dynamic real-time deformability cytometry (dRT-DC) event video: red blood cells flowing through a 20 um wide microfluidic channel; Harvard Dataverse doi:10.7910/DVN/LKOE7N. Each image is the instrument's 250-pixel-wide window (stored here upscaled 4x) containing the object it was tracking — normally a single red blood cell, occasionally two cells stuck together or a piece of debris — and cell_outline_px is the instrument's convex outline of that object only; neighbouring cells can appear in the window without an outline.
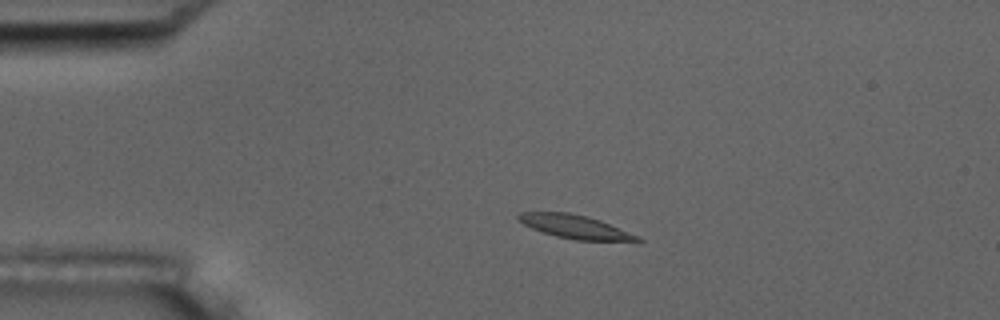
{"species": "common noctule bat (a hibernating species)", "species_latin": "Nyctalus noctula", "temperature_condition": "room temperature", "stored_images_in_passage": 4, "camera_frame_rate_fps": 3000, "um_per_image_px": 0.085, "animal": {"sex": "male", "body_mass_g": 17.5, "forearm_length_mm": 52.3}, "frame": {"image": 1, "passage_image": 3, "time_ms": 2.333, "image_size_px": [1000, 320], "cell_outline_px": [[644, 240], [576, 240], [556, 236], [532, 228], [516, 220], [516, 216], [520, 212], [568, 212], [588, 216], [600, 220], [640, 236]], "centroid_in_image_um": [48.83, 19.25], "position_along_channel_um": 36.2, "area_um2": 16.13}}